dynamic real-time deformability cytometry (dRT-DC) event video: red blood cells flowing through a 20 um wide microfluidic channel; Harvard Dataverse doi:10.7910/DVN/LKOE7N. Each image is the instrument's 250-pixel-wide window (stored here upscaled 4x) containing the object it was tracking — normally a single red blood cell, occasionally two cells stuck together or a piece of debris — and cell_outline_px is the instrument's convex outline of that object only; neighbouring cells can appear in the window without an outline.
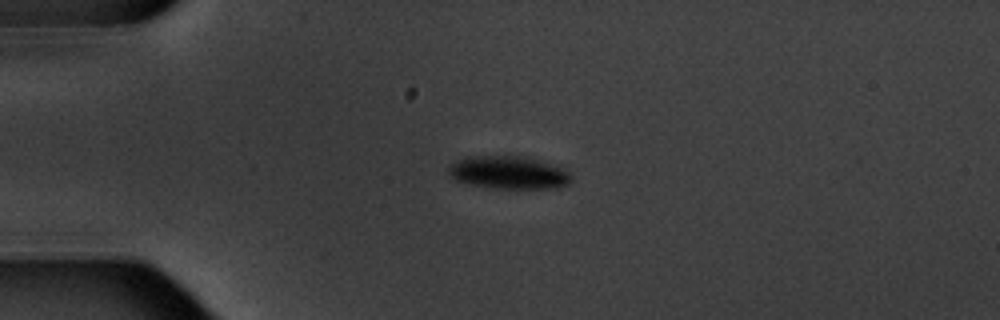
{"species": "common noctule bat (a hibernating species)", "species_latin": "Nyctalus noctula", "temperature_condition": "warm", "stored_images_in_passage": 2, "camera_frame_rate_fps": 3000, "um_per_image_px": 0.085, "animal": {"sex": "male", "body_mass_g": 20.1, "forearm_length_mm": 53.5}, "frame": {"image": 1, "passage_image": 1, "time_ms": 0.0, "image_size_px": [1000, 320], "cell_outline_px": [[572, 180], [568, 184], [556, 188], [496, 188], [468, 184], [456, 180], [448, 172], [448, 168], [452, 164], [468, 156], [524, 156], [560, 164], [568, 172]], "centroid_in_image_um": [43.31, 14.65], "position_along_channel_um": 41.7, "area_um2": 23.64}}